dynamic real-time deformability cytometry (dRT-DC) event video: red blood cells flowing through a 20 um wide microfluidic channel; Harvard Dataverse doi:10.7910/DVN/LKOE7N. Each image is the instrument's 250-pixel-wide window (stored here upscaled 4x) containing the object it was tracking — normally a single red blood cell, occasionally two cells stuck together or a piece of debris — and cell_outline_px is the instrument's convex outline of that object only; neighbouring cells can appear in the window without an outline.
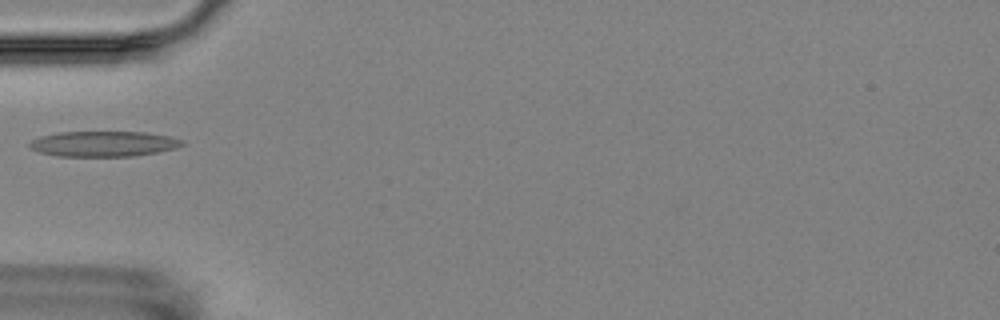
{"species": "Egyptian fruit bat (a non-hibernating species)", "species_latin": "Rousettus aegyptiacus", "temperature_condition": "room temperature", "stored_images_in_passage": 14, "camera_frame_rate_fps": 3000, "um_per_image_px": 0.085, "animal": {"sex": "female"}, "frame": {"image": 1, "passage_image": 3, "time_ms": 2.333, "image_size_px": [1000, 320], "cell_outline_px": [[184, 144], [176, 148], [160, 152], [136, 156], [56, 156], [40, 152], [32, 148], [28, 144], [32, 140], [40, 136], [60, 132], [144, 132], [168, 136], [184, 140]], "centroid_in_image_um": [8.84, 12.23], "position_along_channel_um": 76.2, "area_um2": 22.6}}
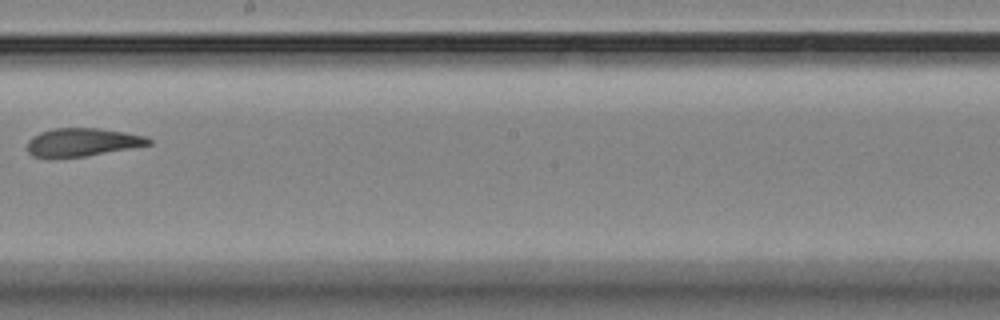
{"frame": {"image": 2, "passage_image": 7, "time_ms": 7.0, "image_size_px": [1000, 320], "cell_outline_px": [[152, 144], [132, 148], [84, 156], [52, 160], [32, 156], [28, 152], [28, 140], [32, 136], [40, 132], [52, 128], [100, 128], [148, 136], [152, 140]], "centroid_in_image_um": [6.96, 12.11], "position_along_channel_um": 241.2, "area_um2": 20.46}}
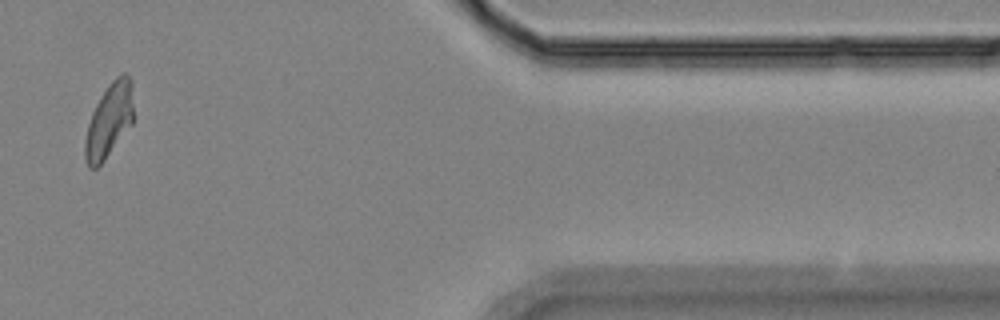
{"frame": {"image": 3, "passage_image": 12, "time_ms": 12.667, "image_size_px": [1000, 320], "cell_outline_px": [[132, 124], [104, 160], [96, 168], [88, 168], [84, 156], [84, 140], [88, 124], [92, 112], [100, 96], [108, 84], [116, 76], [124, 72], [132, 80]], "centroid_in_image_um": [9.25, 10.23], "position_along_channel_um": 402.1, "area_um2": 20.87}, "authors_computed_cell_mechanics": {"area_um2": 20.9525, "velocity_mm_per_s": 3.5257, "shape_relaxation_time_tau1_ms": 6.0186, "shape_relaxation_time_tau2_ms": 2.5096, "deformation_change_tau1": 0.1713, "deformation_change_tau2": 0.1113}}